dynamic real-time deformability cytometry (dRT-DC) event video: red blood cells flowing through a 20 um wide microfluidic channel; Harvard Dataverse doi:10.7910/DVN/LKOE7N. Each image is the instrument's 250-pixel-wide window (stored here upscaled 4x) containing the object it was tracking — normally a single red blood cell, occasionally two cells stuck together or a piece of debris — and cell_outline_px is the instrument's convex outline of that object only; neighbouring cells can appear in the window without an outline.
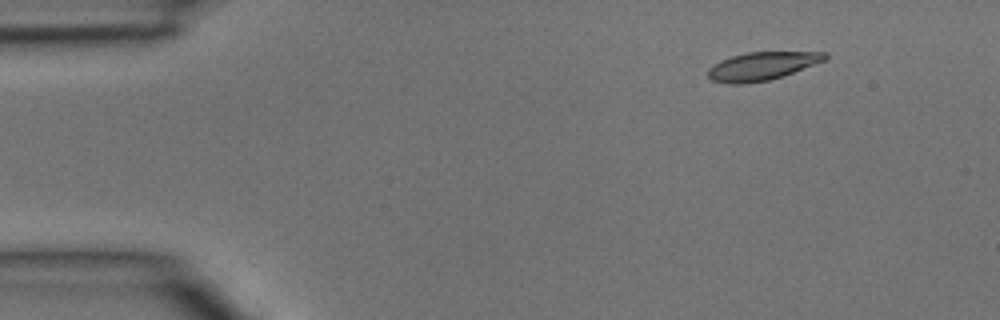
{"species": "common noctule bat (a hibernating species)", "species_latin": "Nyctalus noctula", "temperature_condition": "room temperature", "stored_images_in_passage": 4, "segment_of_instrument_passage": [2, 2], "camera_frame_rate_fps": 3000, "um_per_image_px": 0.085, "animal": {"sex": "male", "body_mass_g": 15.6}, "frame": {"image": 1, "passage_image": 4, "time_ms": 1.0, "image_size_px": [1000, 320], "cell_outline_px": [[828, 56], [824, 60], [784, 76], [768, 80], [744, 84], [728, 84], [712, 80], [708, 76], [708, 68], [712, 64], [720, 60], [732, 56], [748, 52], [828, 52]], "centroid_in_image_um": [64.73, 5.62], "position_along_channel_um": 20.3, "area_um2": 19.19}}